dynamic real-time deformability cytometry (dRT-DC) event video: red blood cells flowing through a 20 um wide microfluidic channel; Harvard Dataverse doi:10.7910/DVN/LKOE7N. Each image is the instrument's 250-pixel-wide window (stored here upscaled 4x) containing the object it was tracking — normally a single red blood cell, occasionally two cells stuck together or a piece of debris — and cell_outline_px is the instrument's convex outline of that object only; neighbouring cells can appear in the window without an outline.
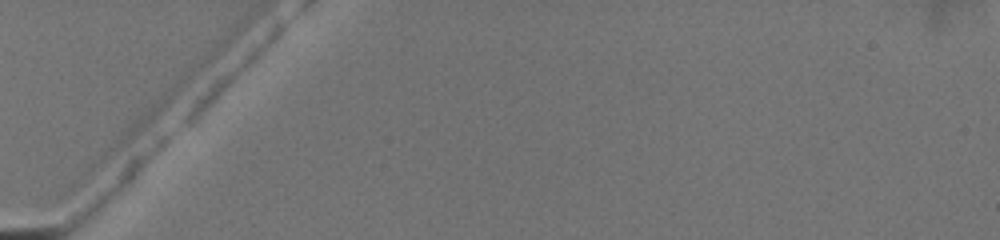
{"species": "common noctule bat (a hibernating species)", "species_latin": "Nyctalus noctula", "temperature_condition": "warm", "stored_images_in_passage": 3, "camera_frame_rate_fps": 3000, "um_per_image_px": 0.085, "animal": {"sex": "female", "body_mass_g": 19.5, "forearm_length_mm": 54.1}, "frame": {"image": 1, "passage_image": 1, "time_ms": 0.0, "image_size_px": [1000, 240], "cell_outline_px": [[284, 28], [196, 120], [192, 124], [184, 124], [184, 120], [196, 104], [212, 84], [216, 80], [276, 24], [284, 24]], "centroid_in_image_um": [19.69, 6.34], "position_along_channel_um": 65.3, "area_um2": 10.87}}